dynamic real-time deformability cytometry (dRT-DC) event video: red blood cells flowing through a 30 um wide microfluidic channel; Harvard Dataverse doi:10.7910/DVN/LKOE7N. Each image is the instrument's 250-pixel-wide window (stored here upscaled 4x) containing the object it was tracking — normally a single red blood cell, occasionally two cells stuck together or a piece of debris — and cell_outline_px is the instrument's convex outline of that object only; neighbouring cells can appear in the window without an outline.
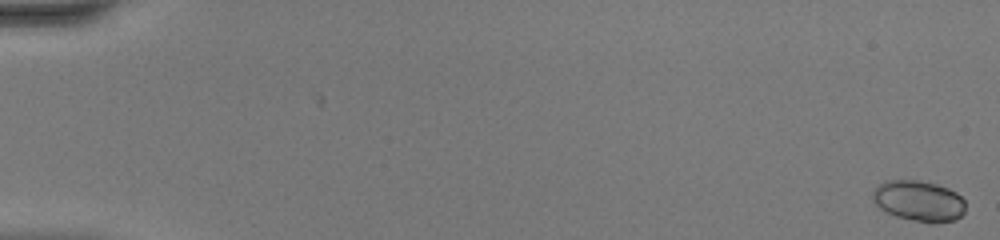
{"species": "common noctule bat (a hibernating species)", "species_latin": "Nyctalus noctula", "temperature_condition": "warm", "stored_images_in_passage": 2, "camera_frame_rate_fps": 3000, "um_per_image_px": 0.085, "animal": {"sex": "female", "body_mass_g": 20.0, "forearm_length_mm": 54.0}, "frame": {"image": 1, "passage_image": 2, "time_ms": 0.333, "image_size_px": [1000, 240], "cell_outline_px": [[964, 212], [956, 220], [936, 224], [928, 224], [896, 216], [884, 212], [872, 200], [872, 188], [884, 180], [920, 180], [936, 184], [948, 188], [956, 192], [964, 200]], "centroid_in_image_um": [78.07, 17.08], "position_along_channel_um": 6.9, "area_um2": 22.54}}